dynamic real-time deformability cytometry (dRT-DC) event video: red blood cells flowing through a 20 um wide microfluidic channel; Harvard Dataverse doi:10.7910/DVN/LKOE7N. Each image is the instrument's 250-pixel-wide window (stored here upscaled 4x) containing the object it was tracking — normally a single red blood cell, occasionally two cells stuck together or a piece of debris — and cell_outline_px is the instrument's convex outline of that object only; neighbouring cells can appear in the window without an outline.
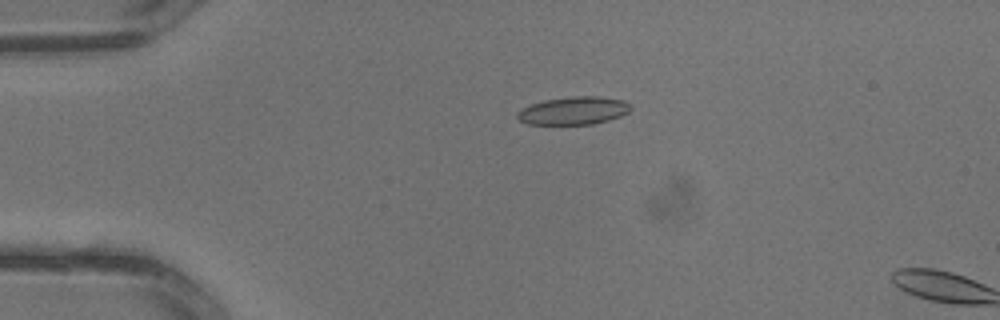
{"species": "common noctule bat (a hibernating species)", "species_latin": "Nyctalus noctula", "temperature_condition": "warm", "stored_images_in_passage": 3, "camera_frame_rate_fps": 3000, "um_per_image_px": 0.085, "animal": {"sex": "male", "body_mass_g": 13.3}, "frame": {"image": 1, "passage_image": 2, "time_ms": 0.333, "image_size_px": [1000, 320], "cell_outline_px": [[632, 108], [628, 112], [620, 116], [608, 120], [592, 124], [528, 124], [520, 120], [516, 116], [516, 112], [532, 104], [544, 100], [572, 96], [600, 96], [624, 100], [632, 104]], "centroid_in_image_um": [48.79, 9.4], "position_along_channel_um": 36.2, "area_um2": 18.44}}